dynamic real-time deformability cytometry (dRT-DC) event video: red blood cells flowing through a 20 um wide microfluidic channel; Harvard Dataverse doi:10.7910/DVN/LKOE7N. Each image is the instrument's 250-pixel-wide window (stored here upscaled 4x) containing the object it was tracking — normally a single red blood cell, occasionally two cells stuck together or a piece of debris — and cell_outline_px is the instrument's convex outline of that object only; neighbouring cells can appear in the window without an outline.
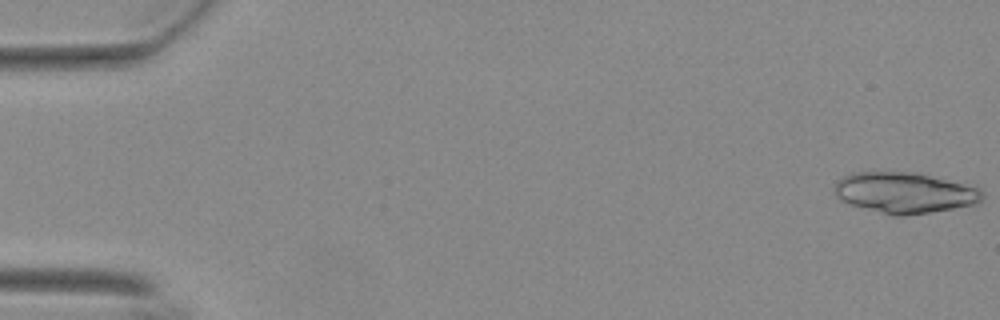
{"species": "Egyptian fruit bat (a non-hibernating species)", "species_latin": "Rousettus aegyptiacus", "temperature_condition": "warm", "stored_images_in_passage": 40, "segment_of_instrument_passage": [1, 2], "camera_frame_rate_fps": 3000, "um_per_image_px": 0.085, "animal": {"sex": "female"}, "frame": {"image": 1, "passage_image": 1, "time_ms": 0.0, "image_size_px": [1000, 320], "cell_outline_px": [[984, 196], [980, 200], [972, 204], [952, 208], [904, 216], [892, 216], [848, 204], [840, 200], [836, 196], [836, 180], [852, 172], [924, 172], [976, 188], [984, 192]], "centroid_in_image_um": [76.84, 16.37], "position_along_channel_um": 8.2, "area_um2": 35.14}}
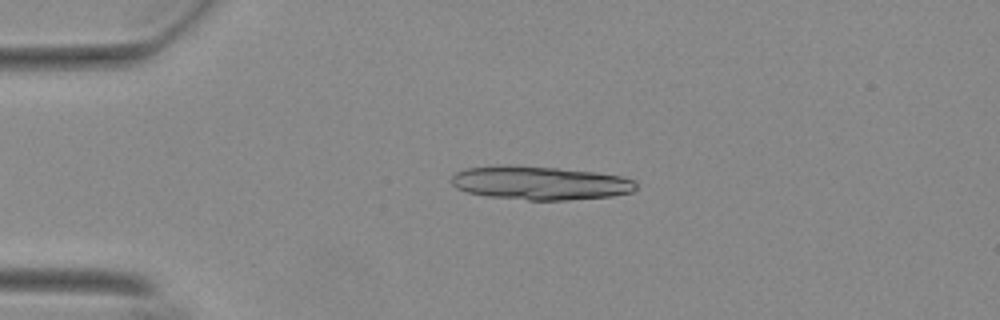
{"frame": {"image": 2, "passage_image": 13, "time_ms": 4.0, "image_size_px": [1000, 320], "cell_outline_px": [[636, 188], [632, 192], [612, 196], [568, 200], [528, 200], [488, 196], [468, 192], [456, 188], [452, 184], [452, 176], [456, 172], [464, 168], [500, 164], [556, 168], [596, 172], [620, 176], [636, 180]], "centroid_in_image_um": [45.89, 15.54], "position_along_channel_um": 39.1, "area_um2": 36.3}}